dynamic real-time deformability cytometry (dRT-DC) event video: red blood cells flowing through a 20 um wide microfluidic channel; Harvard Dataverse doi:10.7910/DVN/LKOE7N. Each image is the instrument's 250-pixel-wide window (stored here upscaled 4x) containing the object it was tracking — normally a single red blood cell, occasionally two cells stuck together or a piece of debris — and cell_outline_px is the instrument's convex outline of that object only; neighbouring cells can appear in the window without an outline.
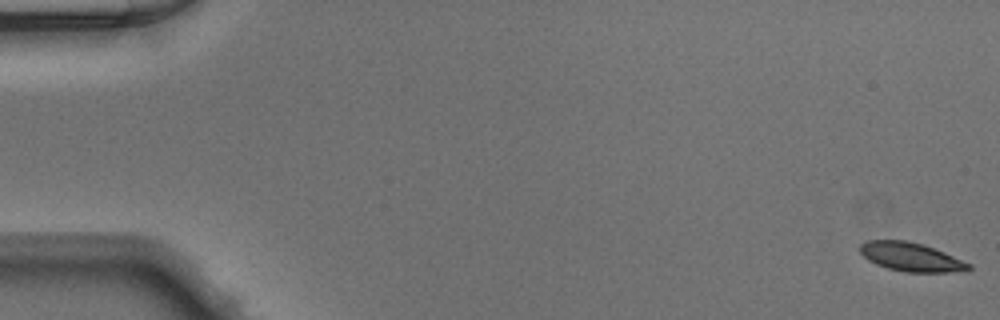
{"species": "Egyptian fruit bat (a non-hibernating species)", "species_latin": "Rousettus aegyptiacus", "temperature_condition": "warm", "stored_images_in_passage": 50, "camera_frame_rate_fps": 3000, "um_per_image_px": 0.085, "animal": {"sex": "male"}, "frame": {"image": 1, "passage_image": 1, "time_ms": 0.0, "image_size_px": [1000, 320], "cell_outline_px": [[972, 268], [964, 272], [904, 272], [888, 268], [876, 264], [868, 260], [860, 252], [860, 244], [868, 240], [908, 240], [924, 244], [944, 252], [972, 264]], "centroid_in_image_um": [77.47, 21.84], "position_along_channel_um": 7.5, "area_um2": 18.38}}
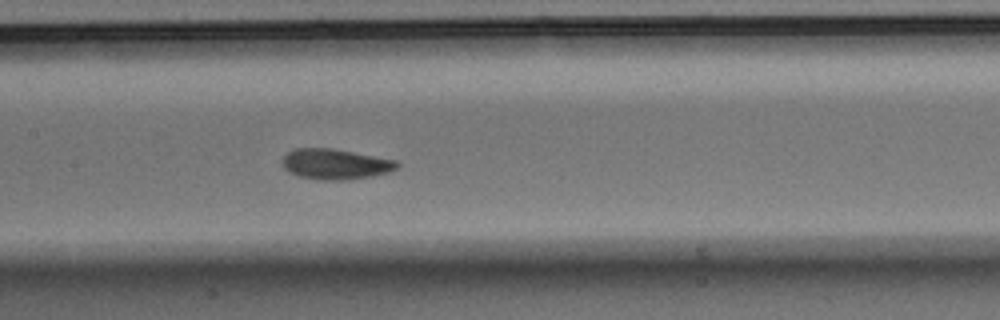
{"frame": {"image": 2, "passage_image": 25, "time_ms": 8.0, "image_size_px": [1000, 320], "cell_outline_px": [[400, 164], [396, 168], [388, 172], [372, 176], [344, 180], [320, 180], [300, 176], [288, 172], [280, 164], [280, 160], [288, 152], [296, 148], [332, 148], [396, 160]], "centroid_in_image_um": [28.46, 13.95], "position_along_channel_um": 178.9, "area_um2": 20.4}}
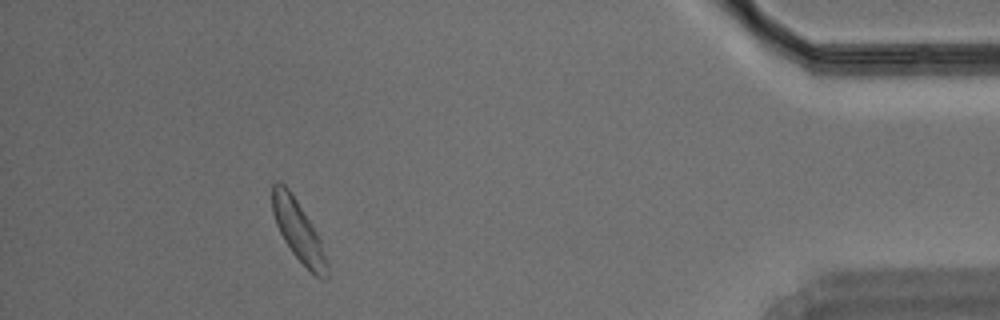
{"frame": {"image": 3, "passage_image": 46, "time_ms": 15.0, "image_size_px": [1000, 320], "cell_outline_px": [[328, 276], [324, 280], [316, 276], [292, 252], [284, 240], [276, 224], [272, 212], [272, 184], [276, 180], [280, 180], [292, 192], [312, 224], [320, 240], [328, 264]], "centroid_in_image_um": [25.34, 19.57], "position_along_channel_um": 409.9, "area_um2": 19.19}}